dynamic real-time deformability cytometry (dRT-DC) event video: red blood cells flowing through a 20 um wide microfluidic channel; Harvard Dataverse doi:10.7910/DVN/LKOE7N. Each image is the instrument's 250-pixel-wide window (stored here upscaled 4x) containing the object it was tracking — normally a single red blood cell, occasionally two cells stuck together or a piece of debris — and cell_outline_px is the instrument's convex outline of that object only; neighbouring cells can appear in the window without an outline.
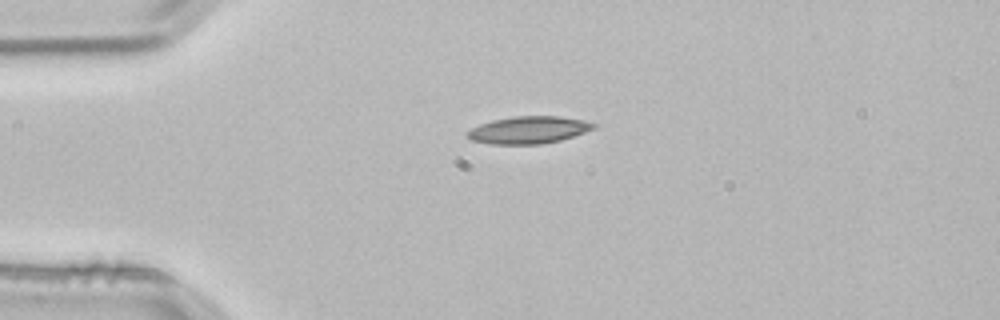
{"species": "common noctule bat (a hibernating species)", "species_latin": "Nyctalus noctula", "temperature_condition": "room temperature", "stored_images_in_passage": 2, "camera_frame_rate_fps": 3000, "um_per_image_px": 0.085, "animal": {"sex": "male", "body_mass_g": 21.5, "forearm_length_mm": 52.0}, "frame": {"image": 1, "passage_image": 1, "time_ms": 0.0, "image_size_px": [1000, 320], "cell_outline_px": [[596, 128], [560, 140], [540, 144], [492, 144], [472, 140], [464, 136], [464, 132], [480, 124], [492, 120], [516, 116], [560, 116], [584, 120], [596, 124]], "centroid_in_image_um": [44.89, 11.04], "position_along_channel_um": 40.1, "area_um2": 20.06}}
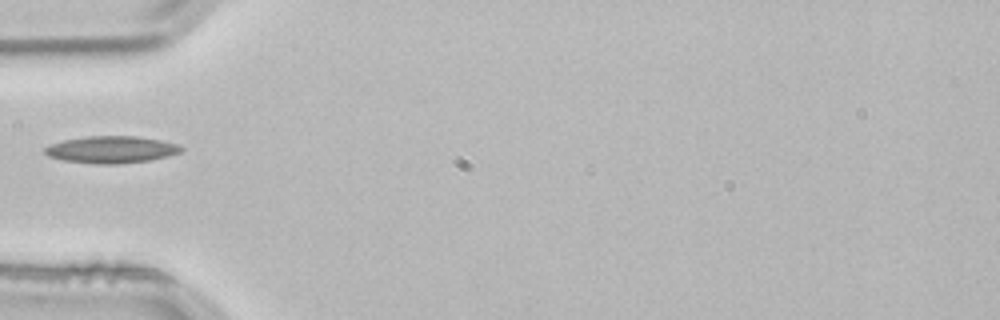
{"frame": {"image": 2, "passage_image": 2, "time_ms": 0.333, "image_size_px": [1000, 320], "cell_outline_px": [[184, 148], [180, 152], [168, 156], [148, 160], [120, 164], [96, 164], [64, 160], [48, 156], [44, 152], [44, 148], [52, 144], [64, 140], [88, 136], [140, 136], [160, 140], [176, 144]], "centroid_in_image_um": [9.47, 12.71], "position_along_channel_um": 75.5, "area_um2": 21.33}}